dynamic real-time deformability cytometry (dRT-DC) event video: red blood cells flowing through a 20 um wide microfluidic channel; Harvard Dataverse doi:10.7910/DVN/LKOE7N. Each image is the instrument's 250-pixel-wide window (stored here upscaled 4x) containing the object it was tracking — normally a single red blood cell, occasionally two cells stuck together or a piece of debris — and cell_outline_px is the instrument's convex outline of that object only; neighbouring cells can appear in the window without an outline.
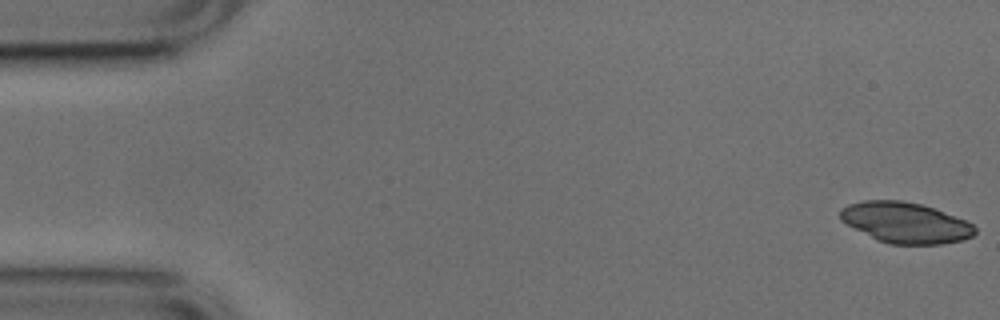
{"species": "common noctule bat (a hibernating species)", "species_latin": "Nyctalus noctula", "temperature_condition": "cold", "stored_images_in_passage": 6, "camera_frame_rate_fps": 3000, "um_per_image_px": 0.085, "animal": {"sex": "male", "body_mass_g": 17.9, "forearm_length_mm": 54.2}, "frame": {"image": 1, "passage_image": 1, "time_ms": 0.0, "image_size_px": [1000, 320], "cell_outline_px": [[976, 232], [972, 236], [964, 240], [940, 244], [888, 244], [840, 220], [840, 208], [848, 204], [864, 200], [900, 200], [920, 204], [932, 208], [964, 220], [972, 224], [976, 228]], "centroid_in_image_um": [76.97, 18.92], "position_along_channel_um": 8.0, "area_um2": 31.44}}